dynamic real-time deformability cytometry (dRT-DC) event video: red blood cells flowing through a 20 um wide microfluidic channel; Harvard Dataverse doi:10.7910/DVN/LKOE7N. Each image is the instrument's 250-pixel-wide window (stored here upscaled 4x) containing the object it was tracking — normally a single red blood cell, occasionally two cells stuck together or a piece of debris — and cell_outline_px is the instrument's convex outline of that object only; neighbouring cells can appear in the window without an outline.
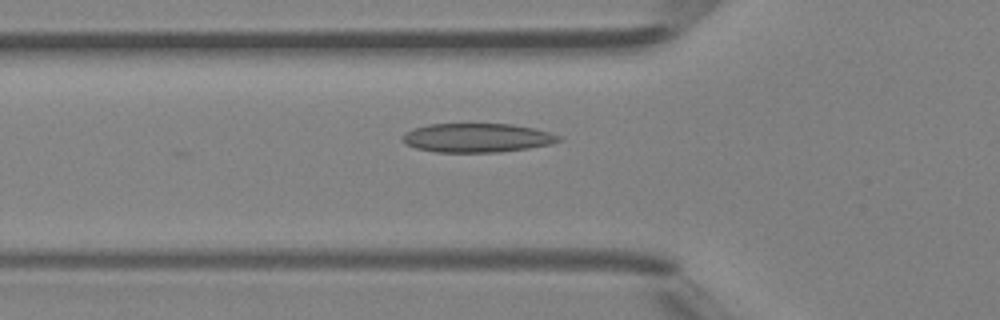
{"species": "Egyptian fruit bat (a non-hibernating species)", "species_latin": "Rousettus aegyptiacus", "temperature_condition": "room temperature", "stored_images_in_passage": 46, "camera_frame_rate_fps": 3000, "um_per_image_px": 0.085, "animal": {"sex": "female"}, "frame": {"image": 1, "passage_image": 16, "time_ms": 5.0, "image_size_px": [1000, 320], "cell_outline_px": [[564, 140], [548, 144], [528, 148], [500, 152], [436, 152], [416, 148], [408, 144], [400, 136], [404, 132], [412, 128], [428, 124], [512, 124], [552, 132], [560, 136]], "centroid_in_image_um": [40.55, 11.71], "position_along_channel_um": 85.3, "area_um2": 26.41}}
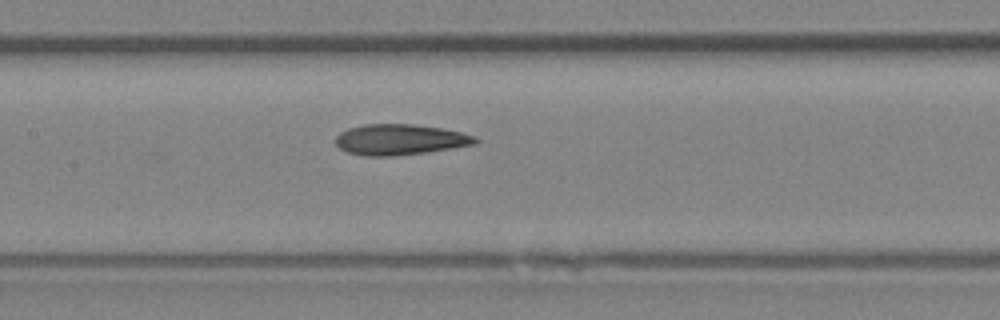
{"frame": {"image": 2, "passage_image": 22, "time_ms": 7.0, "image_size_px": [1000, 320], "cell_outline_px": [[480, 140], [476, 144], [428, 152], [392, 156], [364, 156], [348, 152], [340, 148], [336, 144], [336, 136], [340, 132], [348, 128], [364, 124], [412, 124], [440, 128], [460, 132], [476, 136]], "centroid_in_image_um": [34.0, 11.87], "position_along_channel_um": 173.4, "area_um2": 25.03}}
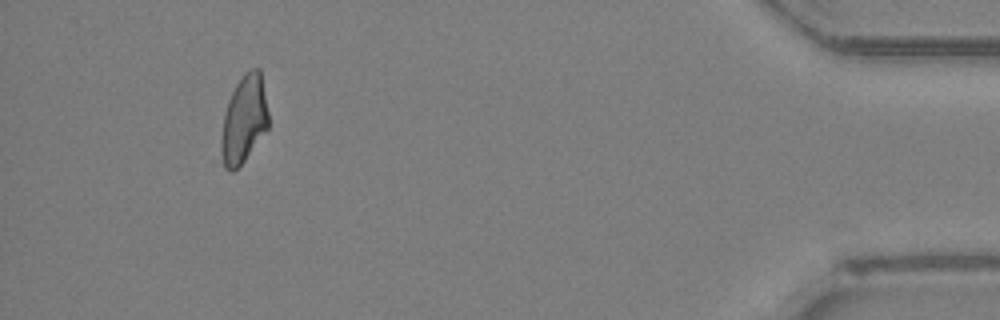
{"frame": {"image": 3, "passage_image": 43, "time_ms": 14.0, "image_size_px": [1000, 320], "cell_outline_px": [[268, 128], [244, 160], [232, 172], [228, 172], [224, 168], [220, 152], [220, 140], [224, 116], [228, 100], [236, 84], [244, 72], [252, 68], [260, 68], [268, 112]], "centroid_in_image_um": [20.72, 10.16], "position_along_channel_um": 414.5, "area_um2": 24.04}, "authors_computed_cell_mechanics": {"area_um2": 25.2008, "velocity_mm_per_s": 4.4113, "shape_relaxation_time_tau1_ms": 9.5378, "shape_relaxation_time_tau2_ms": 3.0558, "deformation_change_tau1": 0.2248, "deformation_change_tau2": 0.1121}}